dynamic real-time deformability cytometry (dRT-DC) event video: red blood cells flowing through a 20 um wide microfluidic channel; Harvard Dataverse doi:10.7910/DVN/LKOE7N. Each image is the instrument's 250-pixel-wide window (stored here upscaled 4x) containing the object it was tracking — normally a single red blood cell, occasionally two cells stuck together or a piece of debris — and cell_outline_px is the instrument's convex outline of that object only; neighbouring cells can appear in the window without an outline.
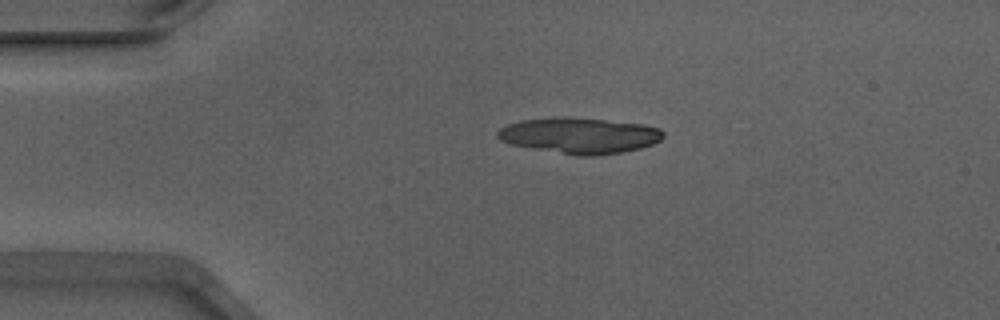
{"species": "Egyptian fruit bat (a non-hibernating species)", "species_latin": "Rousettus aegyptiacus", "temperature_condition": "warm", "stored_images_in_passage": 42, "camera_frame_rate_fps": 3000, "um_per_image_px": 0.085, "animal": {"sex": "male"}, "frame": {"image": 1, "passage_image": 1, "time_ms": 0.0, "image_size_px": [1000, 320], "cell_outline_px": [[664, 136], [660, 140], [652, 144], [640, 148], [620, 152], [592, 156], [576, 156], [508, 144], [500, 140], [496, 136], [496, 132], [500, 128], [508, 124], [524, 120], [552, 116], [568, 116], [644, 124], [660, 128], [664, 132]], "centroid_in_image_um": [49.23, 11.51], "position_along_channel_um": 35.8, "area_um2": 34.97}, "authors_computed_cell_mechanics": {"area_um2": 18.7561, "velocity_mm_per_s": 3.8986, "shape_relaxation_time_tau1_ms": 3.5787, "shape_relaxation_time_tau2_ms": 1.8425, "deformation_change_tau1": 0.1417, "deformation_change_tau2": 0.0916}}